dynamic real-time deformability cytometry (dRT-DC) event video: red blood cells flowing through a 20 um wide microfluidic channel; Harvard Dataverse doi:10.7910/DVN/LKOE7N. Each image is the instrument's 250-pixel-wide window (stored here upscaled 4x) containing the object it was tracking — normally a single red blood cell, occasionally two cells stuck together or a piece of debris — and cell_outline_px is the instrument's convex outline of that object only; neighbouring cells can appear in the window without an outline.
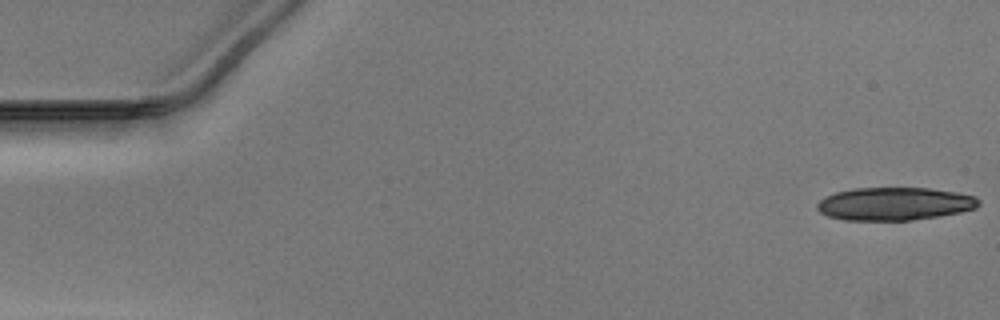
{"species": "Egyptian fruit bat (a non-hibernating species)", "species_latin": "Rousettus aegyptiacus", "temperature_condition": "warm", "stored_images_in_passage": 25, "camera_frame_rate_fps": 3000, "um_per_image_px": 0.085, "animal": {"sex": "male"}, "frame": {"image": 1, "passage_image": 1, "time_ms": 0.0, "image_size_px": [1000, 320], "cell_outline_px": [[980, 204], [976, 208], [960, 212], [940, 216], [912, 220], [844, 220], [828, 216], [820, 212], [816, 208], [816, 204], [820, 200], [836, 192], [856, 188], [928, 188], [956, 192], [976, 196], [980, 200]], "centroid_in_image_um": [76.06, 17.33], "position_along_channel_um": 8.9, "area_um2": 31.04}}
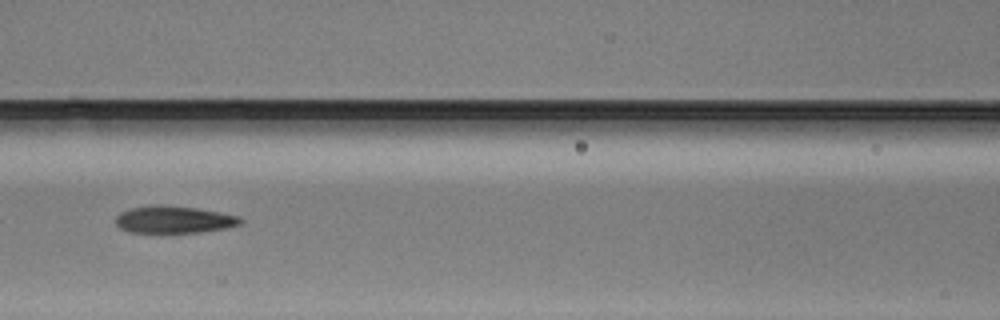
{"frame": {"image": 2, "passage_image": 23, "time_ms": 7.333, "image_size_px": [1000, 320], "cell_outline_px": [[244, 220], [240, 224], [228, 228], [200, 232], [160, 236], [128, 232], [120, 228], [116, 224], [116, 216], [120, 212], [132, 208], [152, 204], [160, 204], [196, 208], [220, 212], [240, 216]], "centroid_in_image_um": [14.75, 18.71], "position_along_channel_um": 151.8, "area_um2": 20.92}}